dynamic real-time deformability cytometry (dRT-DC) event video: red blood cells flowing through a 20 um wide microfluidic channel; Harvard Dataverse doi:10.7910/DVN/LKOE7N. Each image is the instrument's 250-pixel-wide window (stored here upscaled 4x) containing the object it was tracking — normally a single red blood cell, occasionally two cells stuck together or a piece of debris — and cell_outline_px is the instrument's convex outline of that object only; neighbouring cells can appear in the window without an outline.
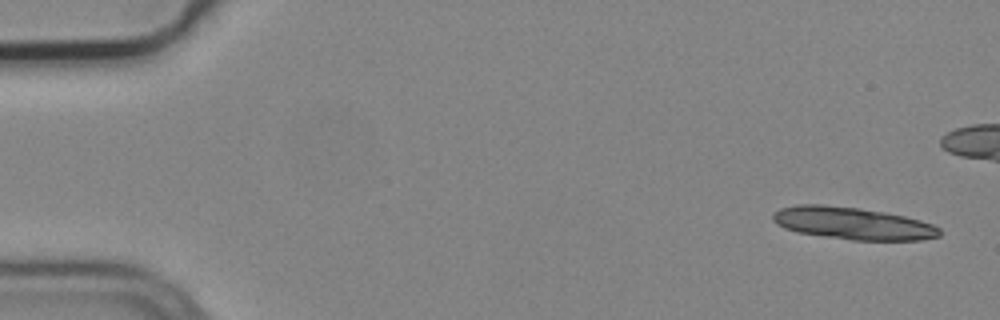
{"species": "common noctule bat (a hibernating species)", "species_latin": "Nyctalus noctula", "temperature_condition": "cold", "stored_images_in_passage": 5, "camera_frame_rate_fps": 3000, "um_per_image_px": 0.085, "animal": {"sex": "male", "body_mass_g": 19.2, "forearm_length_mm": 51.8}, "frame": {"image": 1, "passage_image": 1, "time_ms": 0.0, "image_size_px": [1000, 320], "cell_outline_px": [[940, 236], [920, 240], [852, 240], [796, 232], [784, 228], [776, 224], [772, 220], [772, 212], [780, 208], [796, 204], [824, 204], [856, 208], [884, 212], [904, 216], [920, 220], [932, 224], [940, 228]], "centroid_in_image_um": [72.43, 18.98], "position_along_channel_um": 12.6, "area_um2": 31.44}}